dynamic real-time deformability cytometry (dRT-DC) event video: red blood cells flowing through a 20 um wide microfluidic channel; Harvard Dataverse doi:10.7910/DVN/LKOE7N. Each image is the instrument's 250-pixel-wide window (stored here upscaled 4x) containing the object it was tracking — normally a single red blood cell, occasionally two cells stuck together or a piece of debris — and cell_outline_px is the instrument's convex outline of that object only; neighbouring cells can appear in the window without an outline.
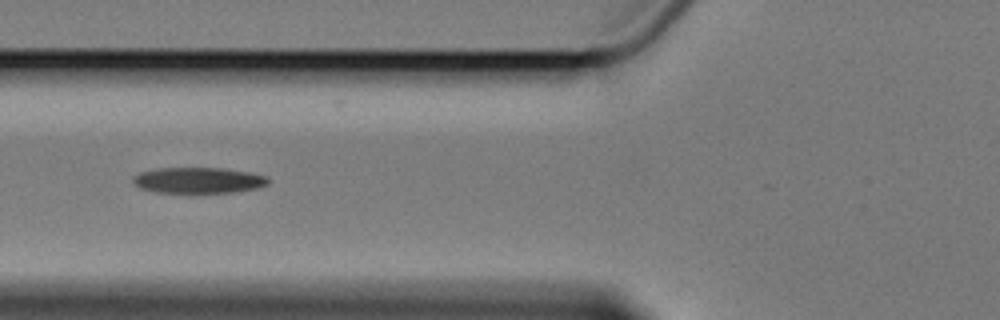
{"species": "Egyptian fruit bat (a non-hibernating species)", "species_latin": "Rousettus aegyptiacus", "temperature_condition": "cold", "stored_images_in_passage": 7, "camera_frame_rate_fps": 3000, "um_per_image_px": 0.085, "animal": {"sex": "female"}, "frame": {"image": 1, "passage_image": 5, "time_ms": 4.667, "image_size_px": [1000, 320], "cell_outline_px": [[268, 184], [256, 188], [232, 192], [156, 192], [140, 188], [132, 180], [132, 176], [140, 172], [156, 168], [224, 168], [248, 172], [268, 176]], "centroid_in_image_um": [16.85, 15.31], "position_along_channel_um": 109.0, "area_um2": 20.23}}
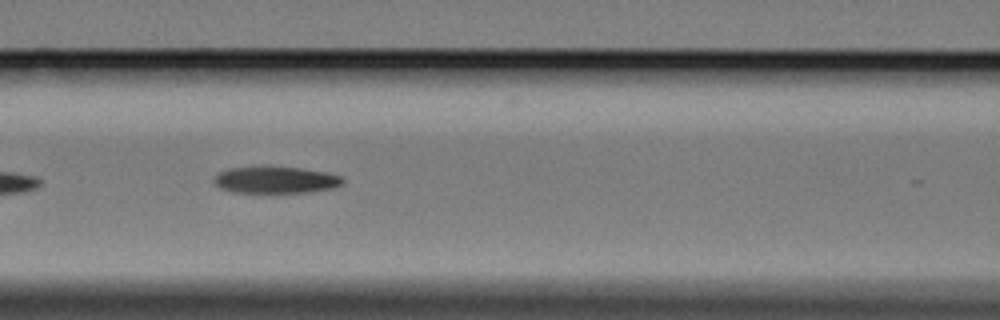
{"frame": {"image": 2, "passage_image": 6, "time_ms": 5.667, "image_size_px": [1000, 320], "cell_outline_px": [[344, 184], [332, 188], [308, 192], [232, 192], [220, 188], [216, 184], [216, 176], [220, 172], [228, 168], [268, 164], [300, 168], [328, 172], [340, 176], [344, 180]], "centroid_in_image_um": [23.45, 15.25], "position_along_channel_um": 143.2, "area_um2": 20.52}}
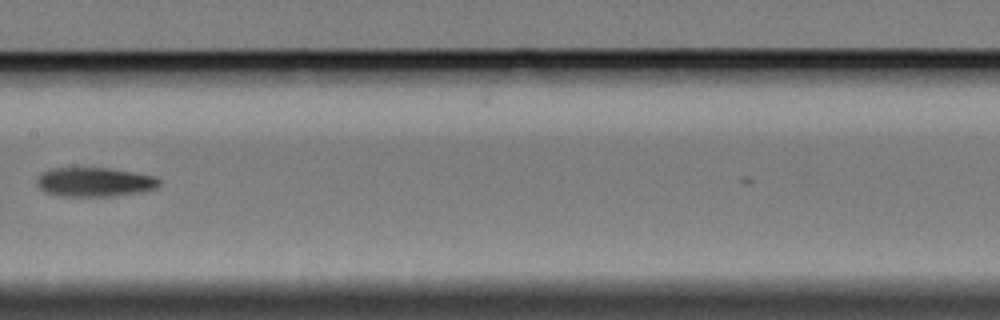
{"frame": {"image": 3, "passage_image": 7, "time_ms": 7.333, "image_size_px": [1000, 320], "cell_outline_px": [[160, 184], [156, 188], [140, 192], [112, 196], [60, 196], [44, 192], [36, 184], [36, 180], [44, 172], [52, 168], [112, 168], [156, 176], [160, 180]], "centroid_in_image_um": [8.06, 15.47], "position_along_channel_um": 199.3, "area_um2": 20.87}}